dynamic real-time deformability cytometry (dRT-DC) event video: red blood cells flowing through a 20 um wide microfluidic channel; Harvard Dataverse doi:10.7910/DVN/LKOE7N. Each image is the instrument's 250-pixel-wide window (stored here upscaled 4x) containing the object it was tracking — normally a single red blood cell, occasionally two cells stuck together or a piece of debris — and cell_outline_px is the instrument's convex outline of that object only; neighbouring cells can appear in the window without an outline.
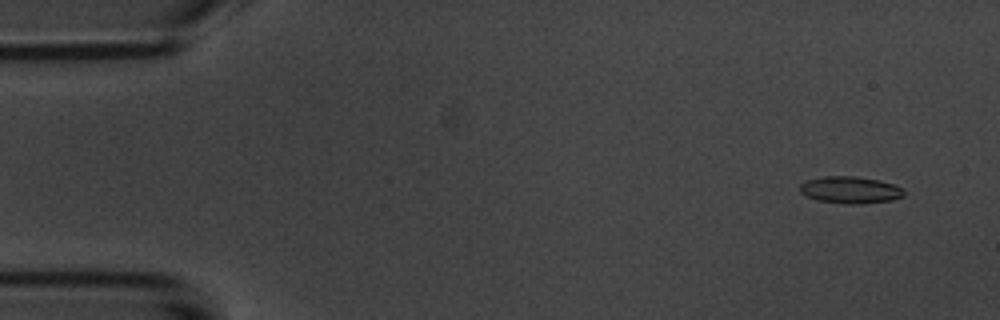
{"species": "common noctule bat (a hibernating species)", "species_latin": "Nyctalus noctula", "temperature_condition": "room temperature", "stored_images_in_passage": 54, "camera_frame_rate_fps": 3000, "um_per_image_px": 0.085, "animal": {"sex": "male", "body_mass_g": 20.1, "forearm_length_mm": 53.5}, "frame": {"image": 1, "passage_image": 4, "time_ms": 1.0, "image_size_px": [1000, 320], "cell_outline_px": [[904, 196], [892, 200], [860, 204], [844, 204], [816, 200], [804, 196], [800, 192], [800, 184], [808, 180], [824, 176], [856, 176], [880, 180], [904, 188]], "centroid_in_image_um": [72.27, 16.15], "position_along_channel_um": 12.7, "area_um2": 16.53}}
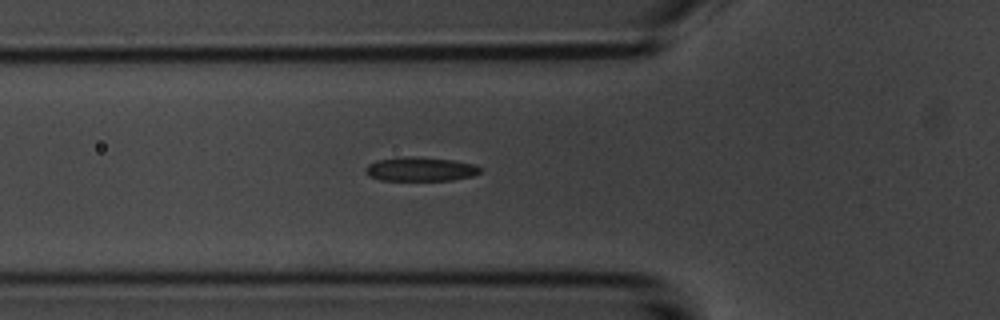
{"frame": {"image": 2, "passage_image": 19, "time_ms": 6.0, "image_size_px": [1000, 320], "cell_outline_px": [[484, 168], [480, 172], [472, 176], [452, 180], [380, 180], [368, 176], [364, 172], [364, 168], [368, 164], [376, 160], [400, 156], [412, 156], [456, 160], [476, 164]], "centroid_in_image_um": [35.73, 14.36], "position_along_channel_um": 90.1, "area_um2": 16.47}}
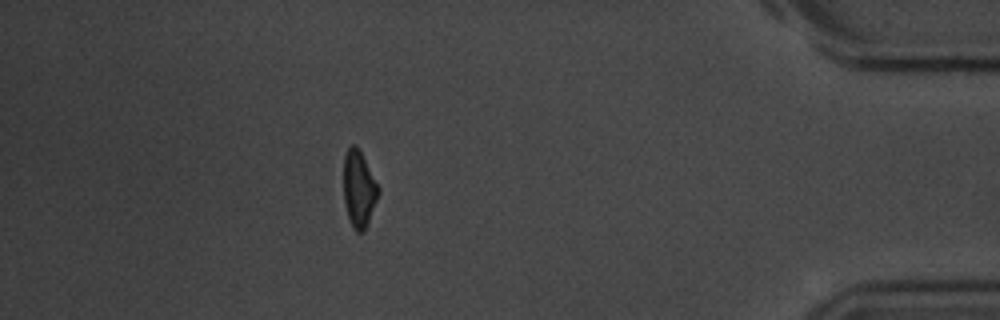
{"frame": {"image": 3, "passage_image": 48, "time_ms": 15.667, "image_size_px": [1000, 320], "cell_outline_px": [[380, 192], [364, 232], [356, 232], [352, 228], [344, 204], [344, 156], [348, 148], [352, 144], [356, 144], [380, 188]], "centroid_in_image_um": [30.5, 16.08], "position_along_channel_um": 404.7, "area_um2": 15.49}, "authors_computed_cell_mechanics": {"area_um2": 16.184, "velocity_mm_per_s": 3.7431, "shape_relaxation_time_tau1_ms": 4.6632, "shape_relaxation_time_tau2_ms": 4.5658, "deformation_change_tau1": 0.168, "deformation_change_tau2": 0.1247}}